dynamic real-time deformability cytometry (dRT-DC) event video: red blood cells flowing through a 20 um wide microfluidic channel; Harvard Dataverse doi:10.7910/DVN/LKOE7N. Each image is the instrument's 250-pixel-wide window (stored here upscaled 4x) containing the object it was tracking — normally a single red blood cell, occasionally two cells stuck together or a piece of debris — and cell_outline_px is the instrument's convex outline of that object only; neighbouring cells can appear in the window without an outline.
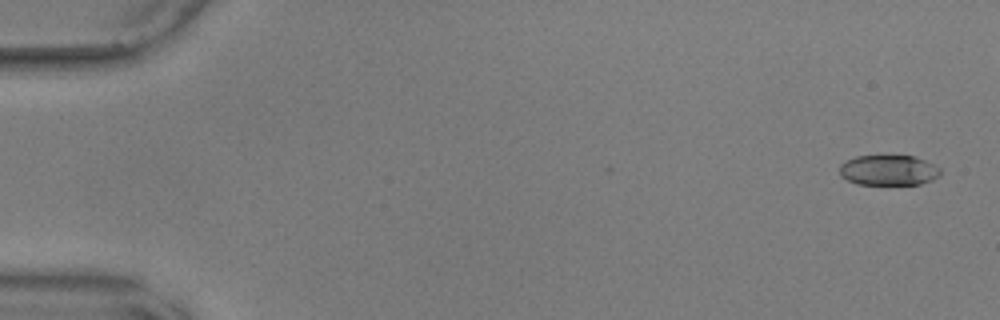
{"species": "common noctule bat (a hibernating species)", "species_latin": "Nyctalus noctula", "temperature_condition": "warm", "stored_images_in_passage": 3, "camera_frame_rate_fps": 3000, "um_per_image_px": 0.085, "animal": {"sex": "male", "body_mass_g": 17.9, "forearm_length_mm": 54.2}, "frame": {"image": 1, "passage_image": 1, "time_ms": 0.0, "image_size_px": [1000, 320], "cell_outline_px": [[940, 176], [932, 180], [920, 184], [856, 184], [840, 176], [840, 164], [856, 156], [884, 152], [916, 156], [940, 168]], "centroid_in_image_um": [75.52, 14.41], "position_along_channel_um": 9.5, "area_um2": 18.61}}